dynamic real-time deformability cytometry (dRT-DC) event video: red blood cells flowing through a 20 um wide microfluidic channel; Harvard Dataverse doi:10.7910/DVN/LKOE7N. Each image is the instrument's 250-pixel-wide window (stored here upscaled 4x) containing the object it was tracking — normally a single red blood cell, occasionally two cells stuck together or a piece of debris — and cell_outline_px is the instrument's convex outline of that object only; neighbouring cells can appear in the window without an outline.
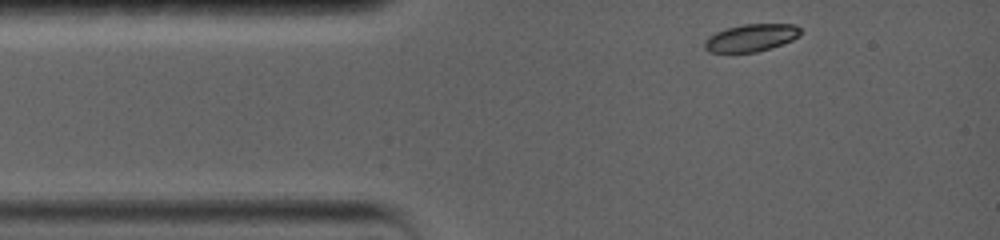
{"species": "common noctule bat (a hibernating species)", "species_latin": "Nyctalus noctula", "temperature_condition": "warm", "stored_images_in_passage": 23, "camera_frame_rate_fps": 5000, "um_per_image_px": 0.085, "animal": {"sex": "female", "body_mass_g": 19.0, "forearm_length_mm": 56.7}, "frame": {"image": 1, "passage_image": 1, "time_ms": 0.0, "image_size_px": [1000, 240], "cell_outline_px": [[800, 36], [792, 40], [756, 52], [708, 52], [704, 48], [704, 40], [708, 36], [716, 32], [728, 28], [744, 24], [792, 24], [800, 28]], "centroid_in_image_um": [63.81, 3.21], "position_along_channel_um": 21.2, "area_um2": 15.14}}
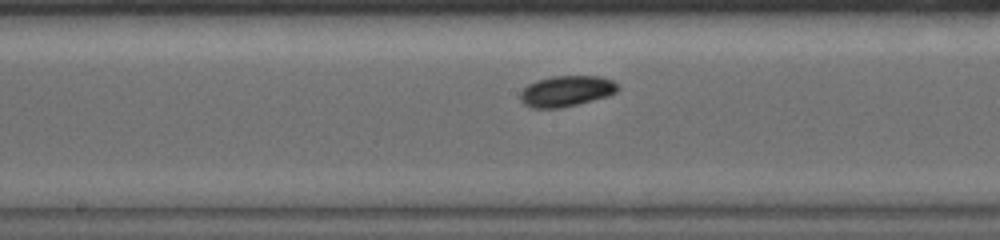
{"frame": {"image": 2, "passage_image": 14, "time_ms": 6.0, "image_size_px": [1000, 240], "cell_outline_px": [[620, 88], [616, 92], [608, 96], [560, 108], [532, 108], [524, 104], [520, 100], [520, 92], [528, 84], [536, 80], [552, 76], [600, 76], [612, 80]], "centroid_in_image_um": [48.12, 7.74], "position_along_channel_um": 200.1, "area_um2": 17.51}}
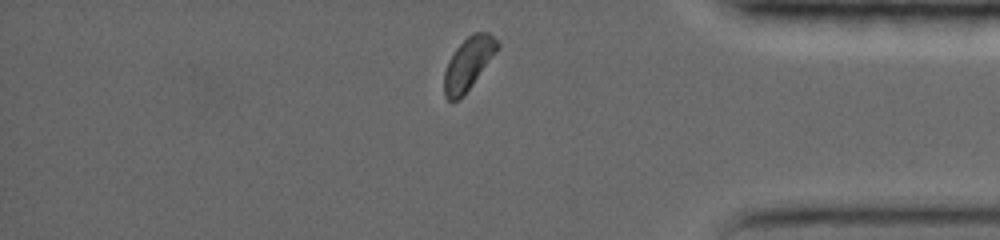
{"frame": {"image": 3, "passage_image": 23, "time_ms": 12.0, "image_size_px": [1000, 240], "cell_outline_px": [[500, 48], [472, 84], [452, 104], [444, 96], [444, 72], [448, 60], [456, 48], [472, 32], [488, 32], [500, 44]], "centroid_in_image_um": [39.8, 5.38], "position_along_channel_um": 395.4, "area_um2": 16.07}}